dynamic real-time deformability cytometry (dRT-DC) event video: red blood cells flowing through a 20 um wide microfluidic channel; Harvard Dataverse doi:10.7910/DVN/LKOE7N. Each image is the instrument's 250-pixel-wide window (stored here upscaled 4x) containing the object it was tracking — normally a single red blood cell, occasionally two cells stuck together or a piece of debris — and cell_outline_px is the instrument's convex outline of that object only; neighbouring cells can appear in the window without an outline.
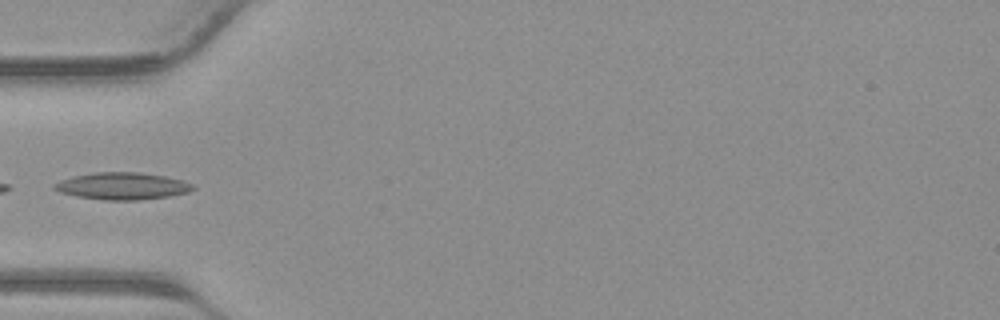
{"species": "common noctule bat (a hibernating species)", "species_latin": "Nyctalus noctula", "temperature_condition": "warm", "stored_images_in_passage": 27, "camera_frame_rate_fps": 3000, "um_per_image_px": 0.085, "animal": {"sex": "male", "body_mass_g": 23.1, "forearm_length_mm": 52.7}, "frame": {"image": 1, "passage_image": 1, "time_ms": 0.0, "image_size_px": [1000, 320], "cell_outline_px": [[196, 188], [188, 192], [168, 196], [136, 200], [104, 200], [76, 196], [60, 192], [52, 188], [52, 184], [60, 180], [72, 176], [92, 172], [140, 172], [164, 176], [180, 180], [192, 184]], "centroid_in_image_um": [10.34, 15.8], "position_along_channel_um": 74.7, "area_um2": 21.85}}